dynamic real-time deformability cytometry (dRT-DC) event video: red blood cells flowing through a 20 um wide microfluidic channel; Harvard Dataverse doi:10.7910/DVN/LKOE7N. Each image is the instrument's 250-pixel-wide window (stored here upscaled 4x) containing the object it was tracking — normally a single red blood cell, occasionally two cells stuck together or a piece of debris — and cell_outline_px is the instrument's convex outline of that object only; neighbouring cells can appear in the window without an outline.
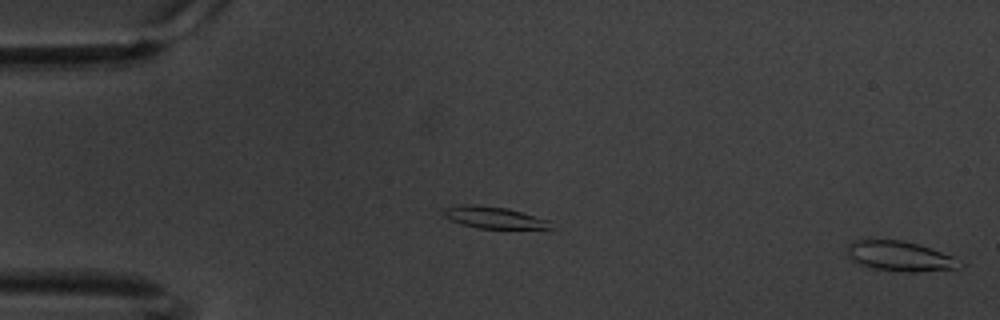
{"species": "common noctule bat (a hibernating species)", "species_latin": "Nyctalus noctula", "temperature_condition": "warm", "stored_images_in_passage": 60, "camera_frame_rate_fps": 3000, "um_per_image_px": 0.085, "animal": {"sex": "male", "body_mass_g": 20.1, "forearm_length_mm": 53.5}, "frame": {"image": 1, "passage_image": 1, "time_ms": 0.0, "image_size_px": [1000, 320], "cell_outline_px": [[964, 264], [960, 268], [912, 272], [908, 272], [872, 268], [860, 264], [852, 260], [848, 256], [848, 244], [856, 240], [900, 240], [916, 244], [952, 256], [960, 260]], "centroid_in_image_um": [76.5, 21.79], "position_along_channel_um": 8.5, "area_um2": 19.31}}
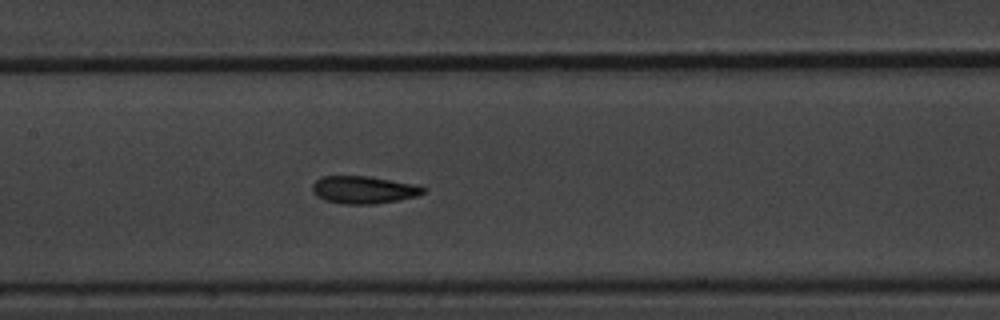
{"frame": {"image": 2, "passage_image": 29, "time_ms": 9.333, "image_size_px": [1000, 320], "cell_outline_px": [[428, 188], [424, 192], [416, 196], [396, 200], [372, 204], [344, 204], [324, 200], [316, 196], [312, 192], [312, 184], [316, 180], [324, 176], [368, 176], [416, 184]], "centroid_in_image_um": [30.89, 16.13], "position_along_channel_um": 176.5, "area_um2": 17.8}}
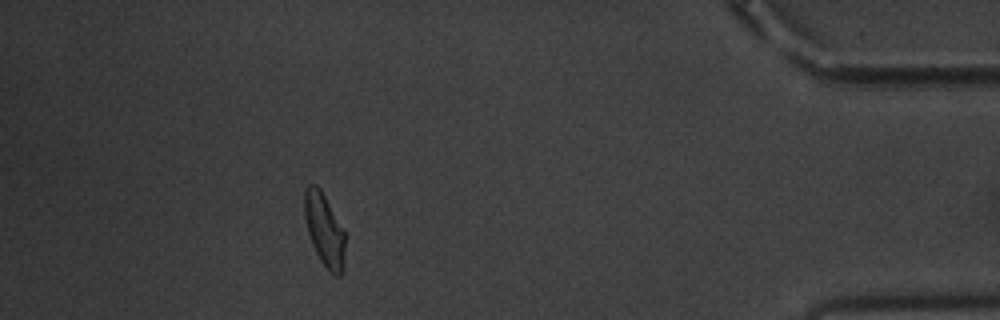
{"frame": {"image": 3, "passage_image": 54, "time_ms": 17.667, "image_size_px": [1000, 320], "cell_outline_px": [[344, 268], [340, 276], [336, 276], [328, 272], [320, 260], [312, 244], [308, 232], [304, 216], [304, 192], [308, 184], [316, 184], [320, 188], [344, 232]], "centroid_in_image_um": [27.56, 19.57], "position_along_channel_um": 407.6, "area_um2": 17.11}, "authors_computed_cell_mechanics": {"area_um2": 17.8024, "velocity_mm_per_s": 3.365, "shape_relaxation_time_tau1_ms": 5.2026, "shape_relaxation_time_tau2_ms": 3.078, "deformation_change_tau1": 0.1467, "deformation_change_tau2": 0.1027}}